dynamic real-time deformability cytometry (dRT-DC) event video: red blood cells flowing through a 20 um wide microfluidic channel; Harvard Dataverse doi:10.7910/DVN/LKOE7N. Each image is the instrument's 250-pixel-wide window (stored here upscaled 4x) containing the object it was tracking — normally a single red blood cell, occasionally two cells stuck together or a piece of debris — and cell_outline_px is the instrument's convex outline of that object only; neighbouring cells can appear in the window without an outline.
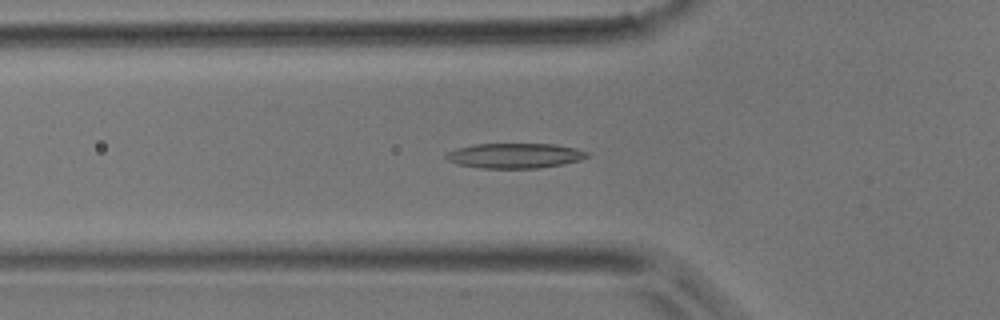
{"species": "common noctule bat (a hibernating species)", "species_latin": "Nyctalus noctula", "temperature_condition": "room temperature", "stored_images_in_passage": 44, "camera_frame_rate_fps": 3000, "um_per_image_px": 0.085, "animal": {"sex": "male", "body_mass_g": 17.9}, "frame": {"image": 1, "passage_image": 15, "time_ms": 4.667, "image_size_px": [1000, 320], "cell_outline_px": [[588, 156], [580, 160], [564, 164], [540, 168], [480, 168], [456, 164], [448, 160], [444, 156], [444, 152], [456, 148], [472, 144], [552, 144], [576, 148], [588, 152]], "centroid_in_image_um": [43.71, 13.23], "position_along_channel_um": 82.1, "area_um2": 20.75}}
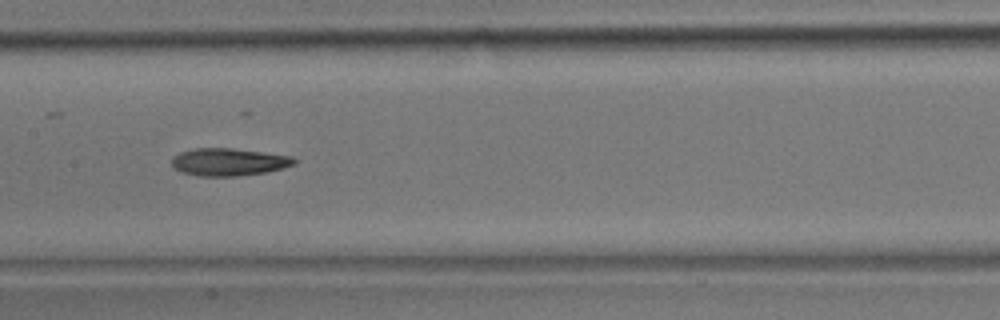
{"frame": {"image": 2, "passage_image": 22, "time_ms": 7.0, "image_size_px": [1000, 320], "cell_outline_px": [[296, 164], [284, 168], [268, 172], [236, 176], [200, 176], [180, 172], [172, 168], [172, 156], [180, 152], [192, 148], [232, 148], [264, 152], [292, 156], [296, 160]], "centroid_in_image_um": [19.43, 13.77], "position_along_channel_um": 188.0, "area_um2": 19.94}}
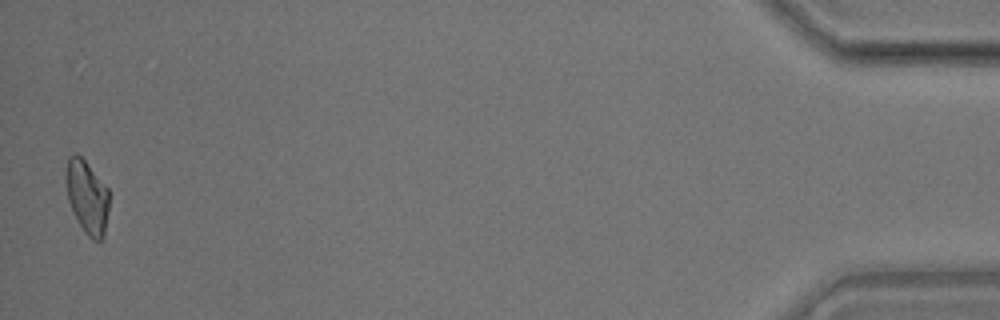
{"frame": {"image": 3, "passage_image": 44, "time_ms": 14.333, "image_size_px": [1000, 320], "cell_outline_px": [[108, 208], [104, 236], [100, 240], [92, 240], [84, 232], [68, 200], [64, 176], [64, 172], [68, 156], [76, 152], [84, 160], [108, 188]], "centroid_in_image_um": [7.37, 16.7], "position_along_channel_um": 427.8, "area_um2": 18.38}}